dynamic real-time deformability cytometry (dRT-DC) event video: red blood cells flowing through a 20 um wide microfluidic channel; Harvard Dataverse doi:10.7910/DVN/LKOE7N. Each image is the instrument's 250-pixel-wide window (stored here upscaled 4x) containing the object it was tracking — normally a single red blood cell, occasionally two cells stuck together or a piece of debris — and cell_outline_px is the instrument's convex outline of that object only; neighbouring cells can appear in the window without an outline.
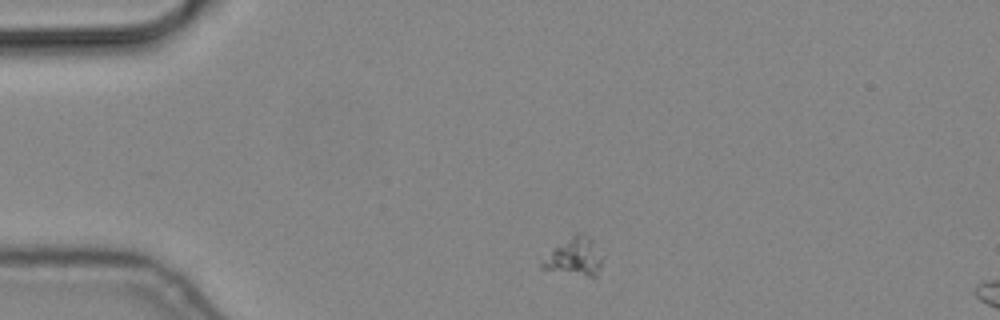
{"species": "common noctule bat (a hibernating species)", "species_latin": "Nyctalus noctula", "temperature_condition": "cold", "stored_images_in_passage": 3, "camera_frame_rate_fps": 3000, "um_per_image_px": 0.085, "animal": {"sex": "male", "body_mass_g": 19.2, "forearm_length_mm": 51.8}, "frame": {"image": 1, "passage_image": 1, "time_ms": 0.0, "image_size_px": [1000, 320], "cell_outline_px": [[604, 256], [596, 276], [588, 276], [540, 268], [540, 264], [556, 248], [576, 232], [580, 232], [588, 236], [592, 240]], "centroid_in_image_um": [48.91, 21.82], "position_along_channel_um": 36.1, "area_um2": 12.77}}